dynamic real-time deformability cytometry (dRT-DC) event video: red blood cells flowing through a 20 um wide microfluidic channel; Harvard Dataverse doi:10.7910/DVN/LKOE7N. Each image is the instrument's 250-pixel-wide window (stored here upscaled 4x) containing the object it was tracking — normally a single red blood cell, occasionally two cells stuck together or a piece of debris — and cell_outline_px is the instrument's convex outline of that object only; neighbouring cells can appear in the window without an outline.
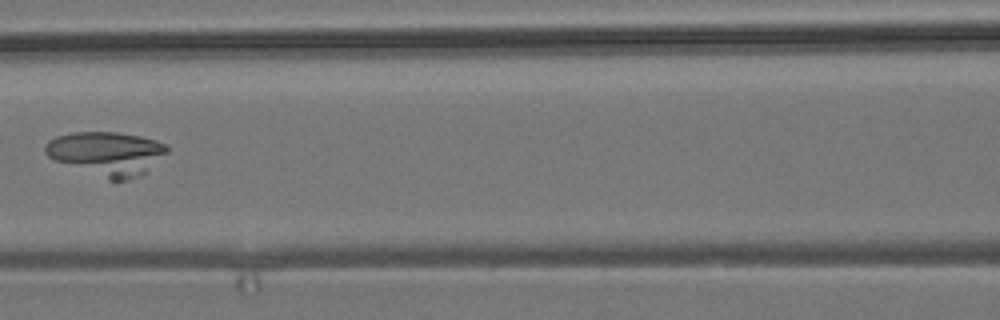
{"species": "common noctule bat (a hibernating species)", "species_latin": "Nyctalus noctula", "temperature_condition": "room temperature", "stored_images_in_passage": 6, "camera_frame_rate_fps": 3000, "um_per_image_px": 0.085, "animal": {"sex": "male", "body_mass_g": 19.2, "forearm_length_mm": 51.8}, "frame": {"image": 1, "passage_image": 5, "time_ms": 1.333, "image_size_px": [1000, 320], "cell_outline_px": [[168, 152], [140, 176], [128, 180], [108, 180], [56, 160], [48, 156], [44, 152], [44, 144], [48, 140], [56, 136], [72, 132], [116, 132], [140, 136], [156, 140], [168, 144]], "centroid_in_image_um": [9.07, 13.03], "position_along_channel_um": 157.5, "area_um2": 31.04}}
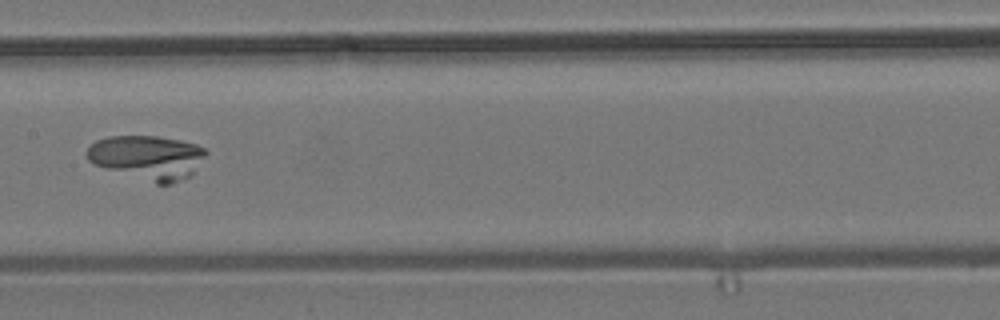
{"frame": {"image": 2, "passage_image": 6, "time_ms": 1.667, "image_size_px": [1000, 320], "cell_outline_px": [[208, 152], [192, 172], [188, 176], [172, 184], [156, 184], [104, 168], [88, 160], [88, 148], [96, 140], [108, 136], [156, 136], [180, 140], [196, 144], [204, 148]], "centroid_in_image_um": [12.53, 13.37], "position_along_channel_um": 194.9, "area_um2": 30.35}}